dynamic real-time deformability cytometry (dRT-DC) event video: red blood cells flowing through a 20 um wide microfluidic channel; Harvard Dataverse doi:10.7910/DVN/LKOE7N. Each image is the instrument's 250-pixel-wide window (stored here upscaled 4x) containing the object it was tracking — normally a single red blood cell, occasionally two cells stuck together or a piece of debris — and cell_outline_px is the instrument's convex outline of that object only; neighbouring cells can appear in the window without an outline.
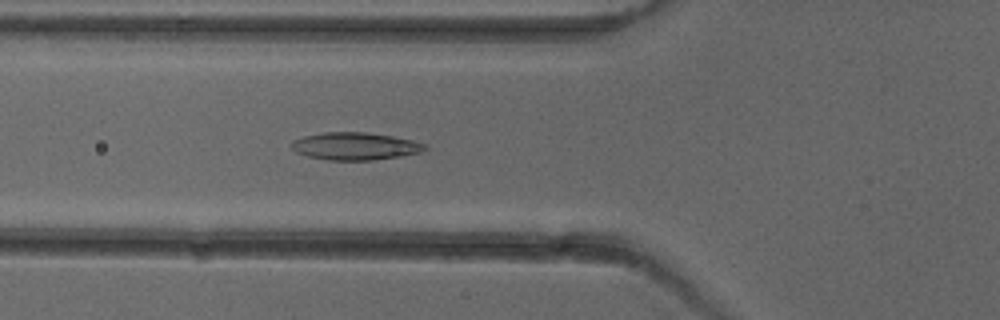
{"species": "common noctule bat (a hibernating species)", "species_latin": "Nyctalus noctula", "temperature_condition": "cold", "stored_images_in_passage": 5, "camera_frame_rate_fps": 3000, "um_per_image_px": 0.085, "animal": {"sex": "female"}, "frame": {"image": 1, "passage_image": 5, "time_ms": 4.667, "image_size_px": [1000, 320], "cell_outline_px": [[428, 148], [420, 152], [400, 156], [376, 160], [328, 160], [308, 156], [296, 152], [292, 148], [292, 140], [304, 136], [324, 132], [364, 132], [392, 136], [412, 140], [424, 144]], "centroid_in_image_um": [30.17, 12.42], "position_along_channel_um": 95.6, "area_um2": 21.27}}